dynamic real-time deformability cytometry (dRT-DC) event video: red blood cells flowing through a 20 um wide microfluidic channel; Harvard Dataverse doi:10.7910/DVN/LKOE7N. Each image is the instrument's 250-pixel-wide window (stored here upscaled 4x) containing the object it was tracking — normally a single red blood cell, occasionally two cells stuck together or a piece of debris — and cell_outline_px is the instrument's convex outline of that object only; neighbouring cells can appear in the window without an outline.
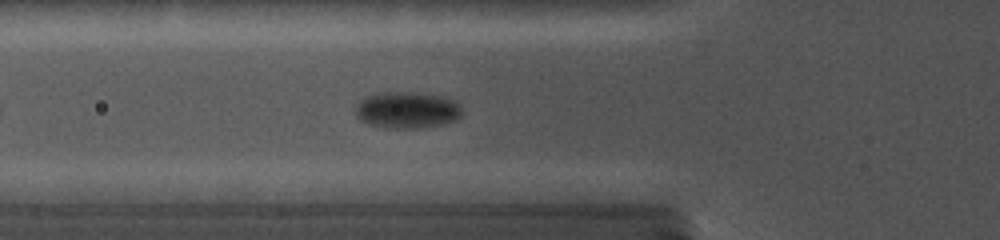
{"species": "common noctule bat (a hibernating species)", "species_latin": "Nyctalus noctula", "temperature_condition": "cold", "stored_images_in_passage": 5, "camera_frame_rate_fps": 5000, "um_per_image_px": 0.085, "animal": {"sex": "female", "body_mass_g": 19.0, "forearm_length_mm": 56.7}, "frame": {"image": 1, "passage_image": 5, "time_ms": 3.8, "image_size_px": [1000, 240], "cell_outline_px": [[460, 116], [456, 120], [444, 124], [420, 128], [384, 128], [368, 124], [360, 120], [356, 116], [356, 104], [360, 100], [368, 96], [440, 96], [452, 100], [460, 108]], "centroid_in_image_um": [34.58, 9.46], "position_along_channel_um": 91.2, "area_um2": 21.1}}